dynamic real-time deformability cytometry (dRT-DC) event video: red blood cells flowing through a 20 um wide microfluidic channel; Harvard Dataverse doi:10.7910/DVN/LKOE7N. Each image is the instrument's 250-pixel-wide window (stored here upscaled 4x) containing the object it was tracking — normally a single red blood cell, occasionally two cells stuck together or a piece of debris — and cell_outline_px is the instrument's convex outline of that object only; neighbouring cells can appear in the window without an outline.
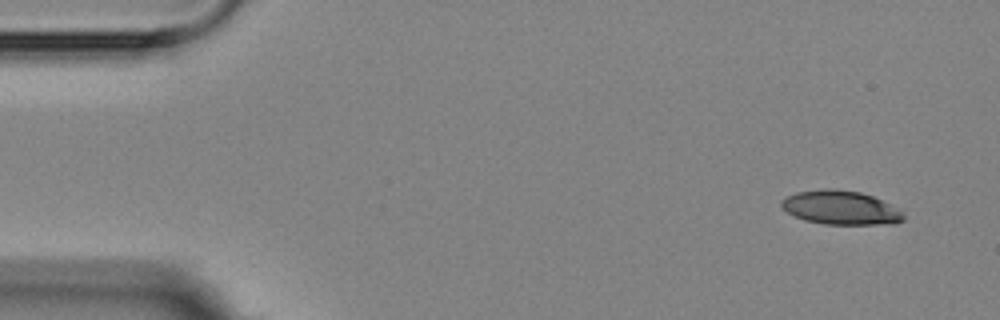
{"species": "Egyptian fruit bat (a non-hibernating species)", "species_latin": "Rousettus aegyptiacus", "temperature_condition": "room temperature", "stored_images_in_passage": 5, "camera_frame_rate_fps": 3000, "um_per_image_px": 0.085, "animal": {"sex": "female"}, "frame": {"image": 1, "passage_image": 1, "time_ms": 0.0, "image_size_px": [1000, 320], "cell_outline_px": [[904, 220], [896, 224], [824, 224], [804, 220], [788, 212], [780, 204], [780, 200], [796, 192], [828, 188], [832, 188], [860, 192], [872, 196], [896, 208], [904, 216]], "centroid_in_image_um": [71.44, 17.65], "position_along_channel_um": 13.6, "area_um2": 23.87}}
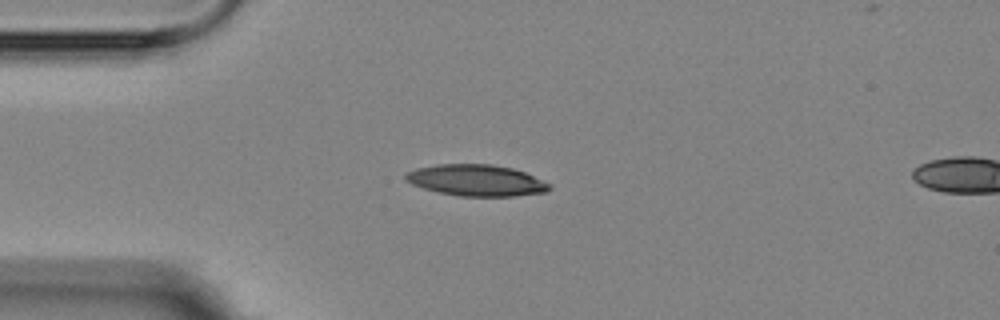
{"frame": {"image": 2, "passage_image": 4, "time_ms": 3.333, "image_size_px": [1000, 320], "cell_outline_px": [[552, 188], [548, 192], [512, 196], [460, 196], [440, 192], [424, 188], [412, 184], [404, 180], [404, 176], [408, 172], [416, 168], [436, 164], [492, 164], [512, 168], [524, 172], [552, 184]], "centroid_in_image_um": [40.51, 15.32], "position_along_channel_um": 44.5, "area_um2": 26.3}}